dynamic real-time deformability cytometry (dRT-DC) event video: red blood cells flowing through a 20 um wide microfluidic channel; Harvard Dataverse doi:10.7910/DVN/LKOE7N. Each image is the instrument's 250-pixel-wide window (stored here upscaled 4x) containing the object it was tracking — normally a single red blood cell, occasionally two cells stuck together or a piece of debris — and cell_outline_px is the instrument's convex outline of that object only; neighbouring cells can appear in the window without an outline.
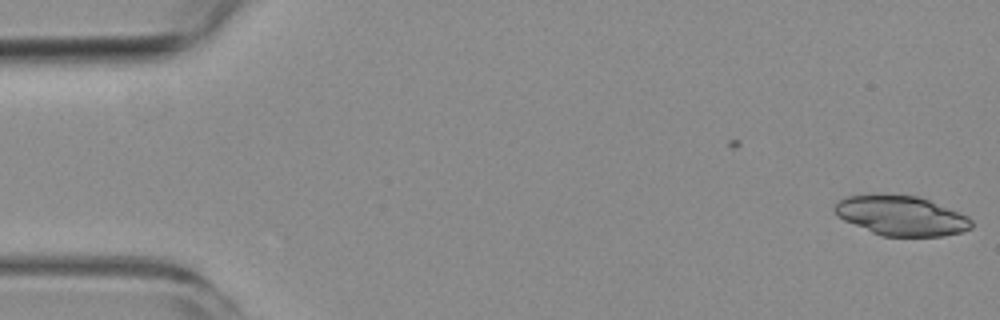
{"species": "common noctule bat (a hibernating species)", "species_latin": "Nyctalus noctula", "temperature_condition": "room temperature", "stored_images_in_passage": 2, "camera_frame_rate_fps": 3000, "um_per_image_px": 0.085, "animal": {"sex": "female", "body_mass_g": 19.3, "forearm_length_mm": 54.1}, "frame": {"image": 1, "passage_image": 2, "time_ms": 1.333, "image_size_px": [1000, 320], "cell_outline_px": [[972, 228], [960, 232], [944, 236], [880, 236], [844, 220], [832, 208], [840, 200], [848, 196], [872, 192], [916, 196], [928, 200], [968, 216], [972, 220]], "centroid_in_image_um": [76.58, 18.31], "position_along_channel_um": 8.4, "area_um2": 31.85}}